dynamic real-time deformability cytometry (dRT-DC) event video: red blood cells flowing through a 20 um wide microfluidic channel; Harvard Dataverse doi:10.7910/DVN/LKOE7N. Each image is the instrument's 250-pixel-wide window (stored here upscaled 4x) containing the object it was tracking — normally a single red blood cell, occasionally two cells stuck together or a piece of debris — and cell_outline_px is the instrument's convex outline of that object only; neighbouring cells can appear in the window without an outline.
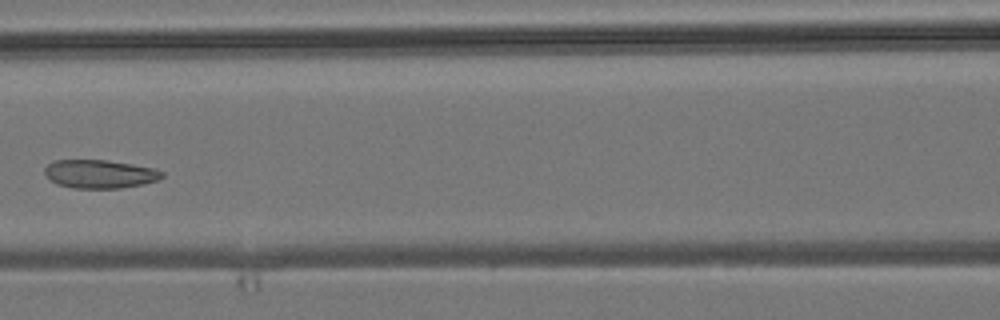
{"species": "common noctule bat (a hibernating species)", "species_latin": "Nyctalus noctula", "temperature_condition": "room temperature", "stored_images_in_passage": 6, "camera_frame_rate_fps": 3000, "um_per_image_px": 0.085, "animal": {"sex": "male", "body_mass_g": 19.2, "forearm_length_mm": 51.8}, "frame": {"image": 1, "passage_image": 6, "time_ms": 5.667, "image_size_px": [1000, 320], "cell_outline_px": [[164, 176], [156, 180], [140, 184], [120, 188], [72, 188], [56, 184], [44, 172], [44, 168], [48, 164], [56, 160], [108, 160], [156, 168], [164, 172]], "centroid_in_image_um": [8.49, 14.78], "position_along_channel_um": 158.1, "area_um2": 19.36}}